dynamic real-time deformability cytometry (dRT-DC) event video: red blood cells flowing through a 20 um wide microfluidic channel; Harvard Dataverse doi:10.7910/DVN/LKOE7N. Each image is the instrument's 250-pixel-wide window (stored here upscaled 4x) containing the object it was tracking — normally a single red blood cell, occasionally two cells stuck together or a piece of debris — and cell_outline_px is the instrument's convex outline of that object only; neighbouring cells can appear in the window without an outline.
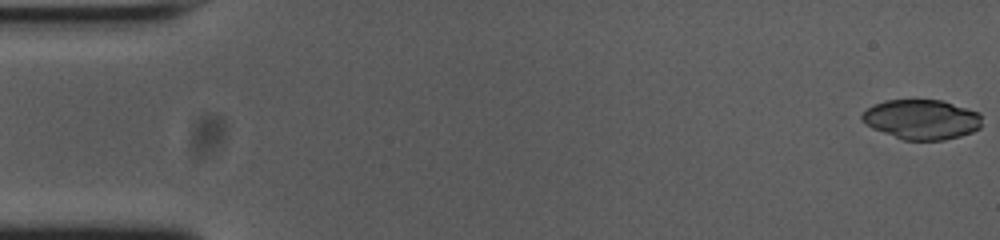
{"species": "common noctule bat (a hibernating species)", "species_latin": "Nyctalus noctula", "temperature_condition": "cold", "stored_images_in_passage": 16, "camera_frame_rate_fps": 3000, "um_per_image_px": 0.085, "animal": {"sex": "female", "body_mass_g": 23.0, "forearm_length_mm": 53.4}, "frame": {"image": 1, "passage_image": 1, "time_ms": 0.0, "image_size_px": [1000, 240], "cell_outline_px": [[980, 128], [972, 132], [960, 136], [944, 140], [904, 140], [872, 128], [860, 120], [860, 116], [868, 108], [884, 100], [944, 100], [980, 112]], "centroid_in_image_um": [78.35, 10.15], "position_along_channel_um": 6.7, "area_um2": 27.86}}